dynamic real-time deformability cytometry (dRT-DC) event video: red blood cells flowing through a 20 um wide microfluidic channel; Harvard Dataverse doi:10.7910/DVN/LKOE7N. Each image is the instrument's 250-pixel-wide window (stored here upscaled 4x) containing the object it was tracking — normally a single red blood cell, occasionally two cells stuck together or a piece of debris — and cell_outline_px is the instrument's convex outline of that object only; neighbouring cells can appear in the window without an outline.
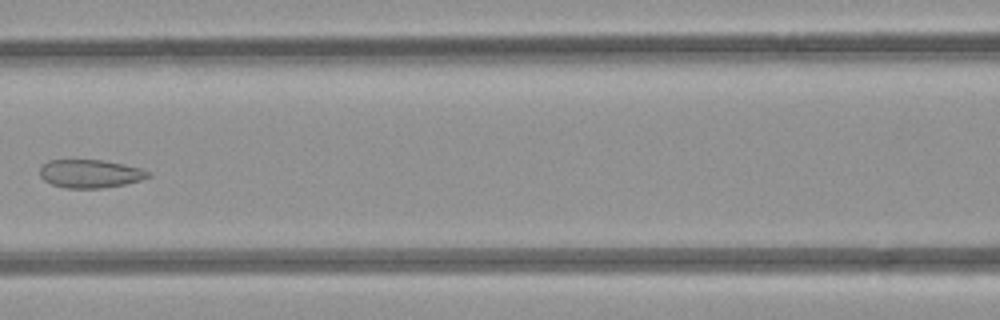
{"species": "common noctule bat (a hibernating species)", "species_latin": "Nyctalus noctula", "temperature_condition": "room temperature", "stored_images_in_passage": 7, "camera_frame_rate_fps": 3000, "um_per_image_px": 0.085, "animal": {"sex": "female", "body_mass_g": 21.9}, "frame": {"image": 1, "passage_image": 6, "time_ms": 6.333, "image_size_px": [1000, 320], "cell_outline_px": [[152, 176], [140, 180], [124, 184], [100, 188], [64, 188], [52, 184], [44, 180], [40, 176], [40, 164], [48, 160], [100, 160], [124, 164], [140, 168], [148, 172]], "centroid_in_image_um": [7.62, 14.76], "position_along_channel_um": 159.0, "area_um2": 17.8}}
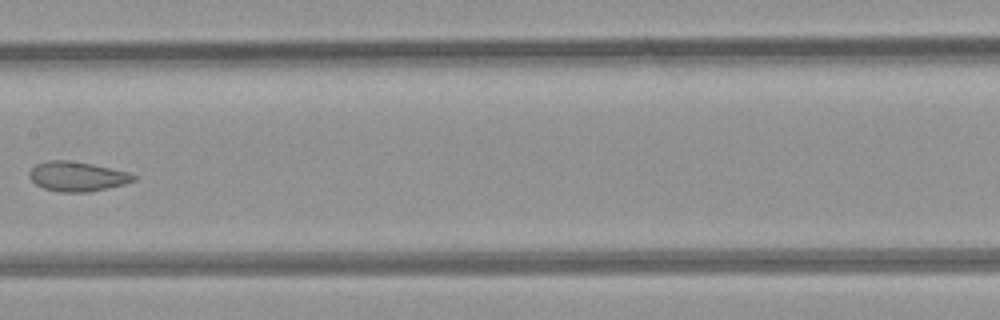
{"frame": {"image": 2, "passage_image": 7, "time_ms": 7.333, "image_size_px": [1000, 320], "cell_outline_px": [[136, 180], [124, 184], [108, 188], [88, 192], [60, 192], [44, 188], [36, 184], [28, 176], [28, 172], [36, 164], [48, 160], [64, 160], [92, 164], [128, 172], [136, 176]], "centroid_in_image_um": [6.55, 15.0], "position_along_channel_um": 200.9, "area_um2": 17.92}}